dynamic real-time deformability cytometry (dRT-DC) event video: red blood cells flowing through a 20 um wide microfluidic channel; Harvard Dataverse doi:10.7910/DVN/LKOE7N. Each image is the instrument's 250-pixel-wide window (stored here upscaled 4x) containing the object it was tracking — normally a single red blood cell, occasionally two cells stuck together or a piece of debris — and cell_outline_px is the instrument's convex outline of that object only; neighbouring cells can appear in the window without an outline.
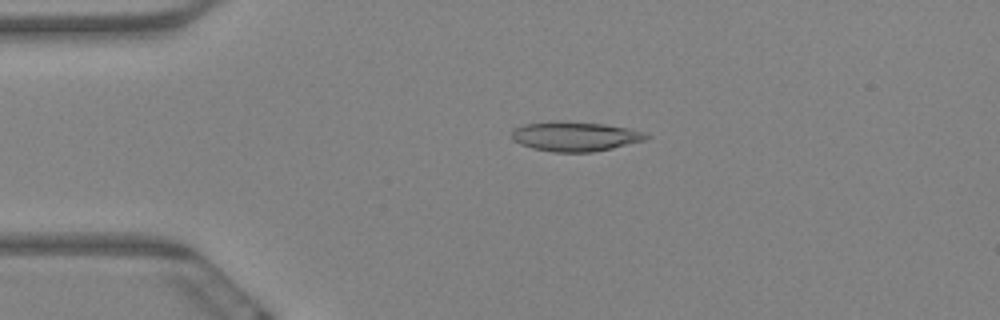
{"species": "Egyptian fruit bat (a non-hibernating species)", "species_latin": "Rousettus aegyptiacus", "temperature_condition": "warm", "stored_images_in_passage": 5, "camera_frame_rate_fps": 3000, "um_per_image_px": 0.085, "animal": {"sex": "female"}, "frame": {"image": 1, "passage_image": 4, "time_ms": 1.0, "image_size_px": [1000, 320], "cell_outline_px": [[652, 136], [648, 140], [612, 148], [592, 152], [552, 152], [532, 148], [520, 144], [512, 140], [512, 128], [524, 124], [556, 120], [604, 124], [628, 128], [644, 132]], "centroid_in_image_um": [48.88, 11.59], "position_along_channel_um": 36.1, "area_um2": 23.52}}